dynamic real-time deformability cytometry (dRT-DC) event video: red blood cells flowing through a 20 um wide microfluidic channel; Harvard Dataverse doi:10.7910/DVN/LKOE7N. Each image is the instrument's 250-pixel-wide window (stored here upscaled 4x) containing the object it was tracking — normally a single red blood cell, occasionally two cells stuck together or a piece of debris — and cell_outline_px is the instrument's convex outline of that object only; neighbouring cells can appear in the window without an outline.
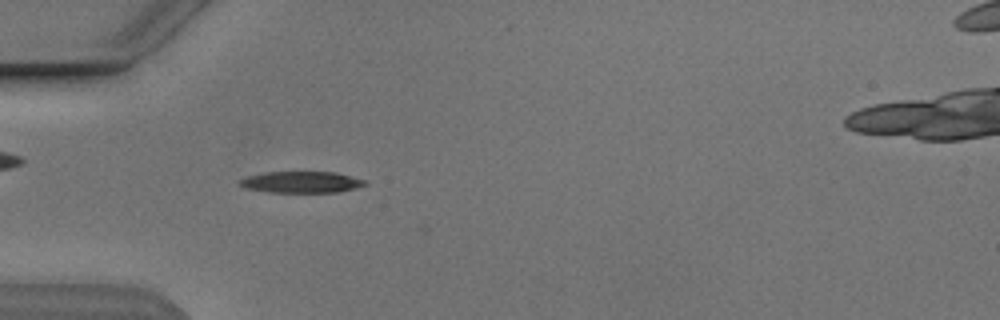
{"species": "Egyptian fruit bat (a non-hibernating species)", "species_latin": "Rousettus aegyptiacus", "temperature_condition": "cold", "stored_images_in_passage": 36, "camera_frame_rate_fps": 3000, "um_per_image_px": 0.085, "animal": {"sex": "male"}, "frame": {"image": 1, "passage_image": 5, "time_ms": 1.333, "image_size_px": [1000, 320], "cell_outline_px": [[368, 184], [356, 188], [336, 192], [268, 192], [244, 188], [236, 184], [240, 180], [248, 176], [268, 172], [336, 172], [364, 180]], "centroid_in_image_um": [25.59, 15.48], "position_along_channel_um": 59.4, "area_um2": 15.55}}
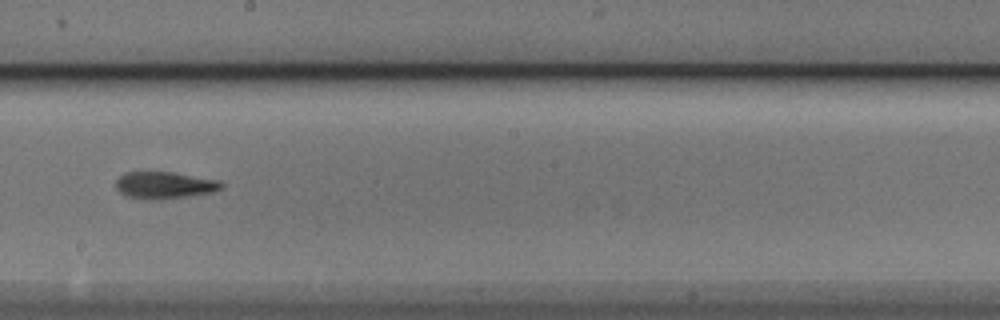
{"frame": {"image": 2, "passage_image": 19, "time_ms": 6.0, "image_size_px": [1000, 320], "cell_outline_px": [[224, 188], [212, 192], [188, 196], [156, 200], [124, 196], [116, 188], [116, 180], [124, 172], [172, 172], [216, 180], [224, 184]], "centroid_in_image_um": [13.96, 15.74], "position_along_channel_um": 234.2, "area_um2": 16.47}}
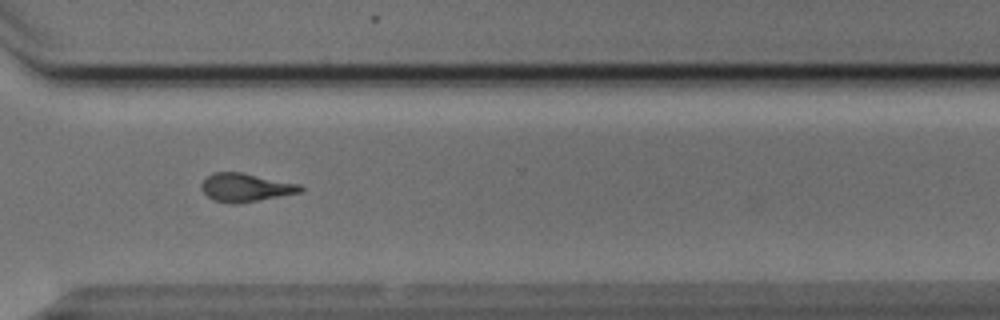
{"frame": {"image": 3, "passage_image": 28, "time_ms": 9.0, "image_size_px": [1000, 320], "cell_outline_px": [[304, 188], [300, 192], [236, 204], [232, 204], [212, 200], [200, 188], [200, 184], [212, 172], [240, 172], [300, 184]], "centroid_in_image_um": [20.83, 15.93], "position_along_channel_um": 349.8, "area_um2": 16.18}, "authors_computed_cell_mechanics": {"area_um2": 15.7505, "velocity_mm_per_s": 3.8497, "shape_relaxation_time_tau1_ms": 3.525, "shape_relaxation_time_tau2_ms": 8.1112, "deformation_change_tau1": 0.1688, "deformation_change_tau2": 0.2157}}